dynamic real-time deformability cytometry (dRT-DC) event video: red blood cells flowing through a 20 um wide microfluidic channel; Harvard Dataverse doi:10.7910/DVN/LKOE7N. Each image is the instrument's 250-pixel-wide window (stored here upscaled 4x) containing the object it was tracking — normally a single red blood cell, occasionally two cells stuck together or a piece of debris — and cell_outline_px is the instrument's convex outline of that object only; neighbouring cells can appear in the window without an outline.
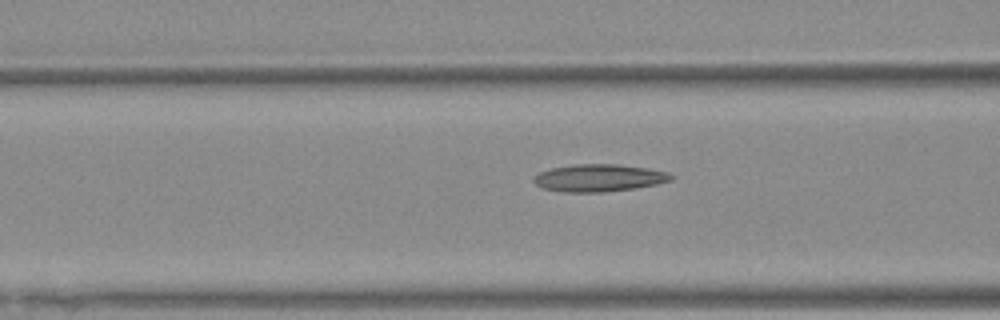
{"species": "Egyptian fruit bat (a non-hibernating species)", "species_latin": "Rousettus aegyptiacus", "temperature_condition": "warm", "stored_images_in_passage": 30, "camera_frame_rate_fps": 3000, "um_per_image_px": 0.085, "animal": {"sex": "female"}, "frame": {"image": 1, "passage_image": 9, "time_ms": 2.667, "image_size_px": [1000, 320], "cell_outline_px": [[676, 176], [672, 180], [656, 184], [636, 188], [604, 192], [564, 192], [544, 188], [536, 184], [532, 180], [532, 176], [540, 172], [552, 168], [572, 164], [616, 164], [648, 168], [668, 172]], "centroid_in_image_um": [50.93, 15.12], "position_along_channel_um": 115.7, "area_um2": 22.02}}
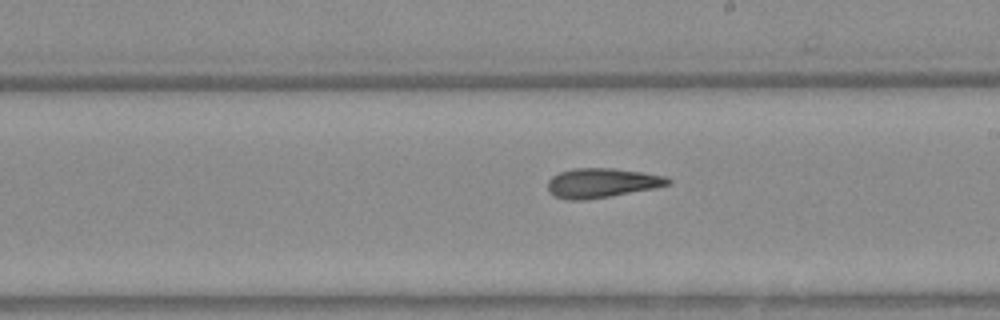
{"frame": {"image": 2, "passage_image": 18, "time_ms": 5.667, "image_size_px": [1000, 320], "cell_outline_px": [[672, 184], [652, 188], [608, 196], [580, 200], [568, 200], [552, 196], [548, 192], [548, 180], [552, 176], [560, 172], [572, 168], [612, 168], [644, 172], [668, 176], [672, 180]], "centroid_in_image_um": [51.14, 15.53], "position_along_channel_um": 237.9, "area_um2": 20.69}}
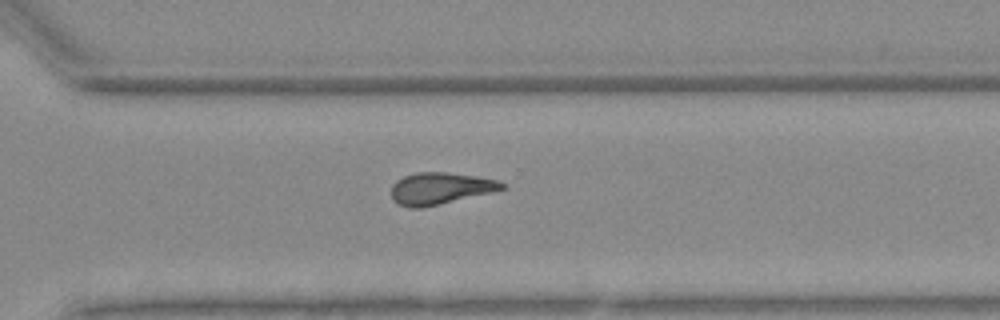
{"frame": {"image": 3, "passage_image": 25, "time_ms": 8.0, "image_size_px": [1000, 320], "cell_outline_px": [[508, 188], [440, 204], [420, 208], [408, 208], [392, 200], [392, 184], [396, 180], [404, 176], [416, 172], [444, 172], [476, 176], [496, 180], [504, 184]], "centroid_in_image_um": [37.39, 16.01], "position_along_channel_um": 333.2, "area_um2": 20.4}}